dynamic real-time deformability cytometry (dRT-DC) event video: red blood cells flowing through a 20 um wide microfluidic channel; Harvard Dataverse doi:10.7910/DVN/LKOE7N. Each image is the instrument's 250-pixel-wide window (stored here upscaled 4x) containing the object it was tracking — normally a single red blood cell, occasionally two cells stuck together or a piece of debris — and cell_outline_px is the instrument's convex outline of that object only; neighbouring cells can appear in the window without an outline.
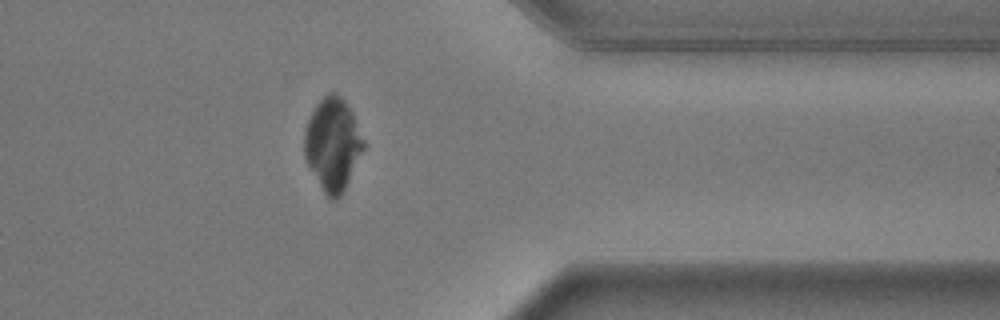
{"species": "common noctule bat (a hibernating species)", "species_latin": "Nyctalus noctula", "temperature_condition": "warm", "stored_images_in_passage": 39, "camera_frame_rate_fps": 3000, "um_per_image_px": 0.085, "animal": {"sex": "male", "body_mass_g": 17.9}, "frame": {"image": 1, "passage_image": 28, "time_ms": 9.0, "image_size_px": [1000, 320], "cell_outline_px": [[368, 144], [340, 196], [336, 200], [328, 200], [308, 164], [304, 156], [304, 132], [308, 120], [316, 104], [328, 92], [336, 92], [348, 104]], "centroid_in_image_um": [28.32, 12.25], "position_along_channel_um": 383.1, "area_um2": 32.25}}
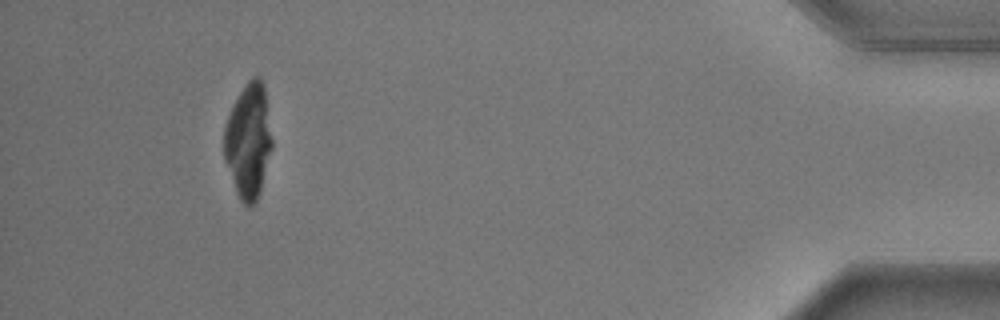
{"frame": {"image": 2, "passage_image": 35, "time_ms": 11.333, "image_size_px": [1000, 320], "cell_outline_px": [[272, 148], [260, 192], [256, 200], [248, 208], [240, 200], [236, 192], [224, 160], [224, 124], [232, 104], [248, 80], [252, 76], [260, 76], [264, 84], [272, 140]], "centroid_in_image_um": [21.1, 11.96], "position_along_channel_um": 414.1, "area_um2": 32.25}}